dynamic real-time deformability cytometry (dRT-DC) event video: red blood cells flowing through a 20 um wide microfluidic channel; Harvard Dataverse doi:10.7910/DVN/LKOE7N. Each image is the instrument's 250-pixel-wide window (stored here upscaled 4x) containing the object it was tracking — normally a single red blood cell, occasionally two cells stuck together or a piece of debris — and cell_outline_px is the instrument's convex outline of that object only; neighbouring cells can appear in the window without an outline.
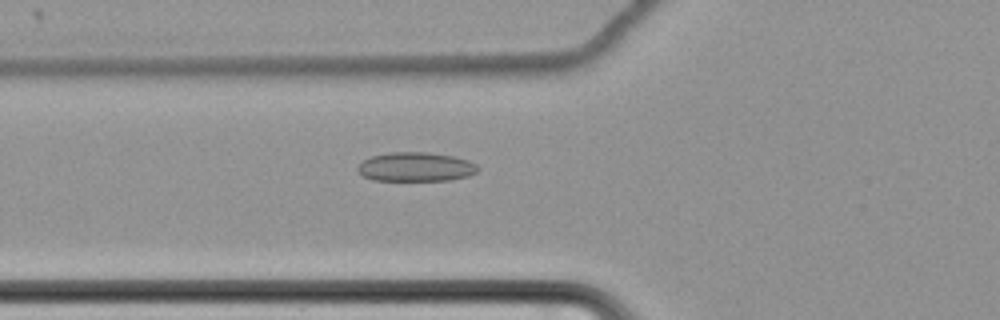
{"species": "common noctule bat (a hibernating species)", "species_latin": "Nyctalus noctula", "temperature_condition": "cold", "stored_images_in_passage": 62, "camera_frame_rate_fps": 3000, "um_per_image_px": 0.085, "animal": {"sex": "female", "body_mass_g": 22.7, "forearm_length_mm": 54.2}, "frame": {"image": 1, "passage_image": 25, "time_ms": 8.0, "image_size_px": [1000, 320], "cell_outline_px": [[480, 168], [476, 172], [468, 176], [448, 180], [372, 180], [364, 176], [356, 168], [364, 160], [372, 156], [388, 152], [428, 152], [452, 156], [468, 160], [476, 164]], "centroid_in_image_um": [35.35, 14.18], "position_along_channel_um": 90.4, "area_um2": 20.29}}
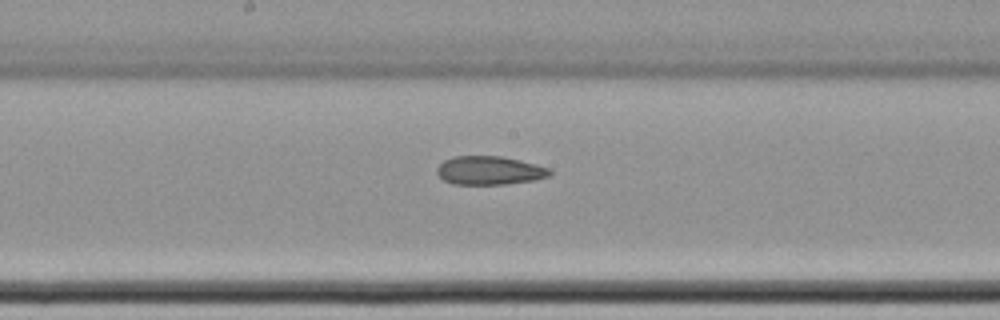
{"frame": {"image": 2, "passage_image": 35, "time_ms": 11.333, "image_size_px": [1000, 320], "cell_outline_px": [[552, 176], [532, 180], [504, 184], [452, 184], [444, 180], [436, 172], [436, 168], [444, 160], [452, 156], [500, 156], [520, 160], [536, 164], [548, 168], [552, 172]], "centroid_in_image_um": [41.6, 14.48], "position_along_channel_um": 206.6, "area_um2": 18.79}}
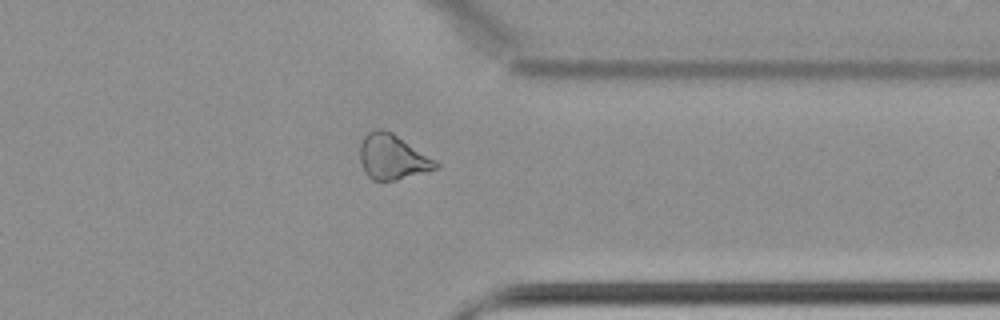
{"frame": {"image": 3, "passage_image": 50, "time_ms": 16.333, "image_size_px": [1000, 320], "cell_outline_px": [[440, 164], [436, 168], [424, 172], [396, 180], [372, 180], [364, 172], [360, 160], [360, 144], [364, 136], [368, 132], [376, 128], [380, 128], [392, 132], [436, 160]], "centroid_in_image_um": [33.33, 13.33], "position_along_channel_um": 378.1, "area_um2": 19.83}, "authors_computed_cell_mechanics": {"area_um2": 21.0681, "velocity_mm_per_s": 3.4806, "shape_relaxation_time_tau1_ms": null, "shape_relaxation_time_tau2_ms": 8.9591, "deformation_change_tau1": null, "deformation_change_tau2": 0.1823}}